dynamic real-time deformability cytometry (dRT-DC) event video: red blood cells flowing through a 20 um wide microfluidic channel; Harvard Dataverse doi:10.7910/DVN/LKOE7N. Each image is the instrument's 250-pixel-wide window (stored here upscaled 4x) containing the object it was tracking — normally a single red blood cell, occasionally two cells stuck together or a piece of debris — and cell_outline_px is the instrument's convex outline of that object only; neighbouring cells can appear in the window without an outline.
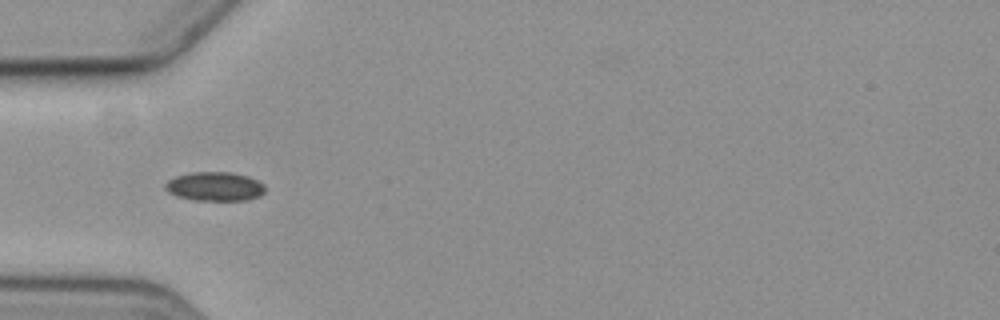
{"species": "common noctule bat (a hibernating species)", "species_latin": "Nyctalus noctula", "temperature_condition": "cold", "stored_images_in_passage": 14, "camera_frame_rate_fps": 3000, "um_per_image_px": 0.085, "animal": {"sex": "female", "body_mass_g": 19.3, "forearm_length_mm": 54.1}, "frame": {"image": 1, "passage_image": 5, "time_ms": 5.667, "image_size_px": [1000, 320], "cell_outline_px": [[264, 192], [260, 196], [248, 200], [192, 200], [176, 196], [168, 192], [164, 188], [164, 184], [168, 180], [176, 176], [192, 172], [228, 172], [248, 176], [264, 184]], "centroid_in_image_um": [18.23, 15.85], "position_along_channel_um": 66.8, "area_um2": 16.94}}
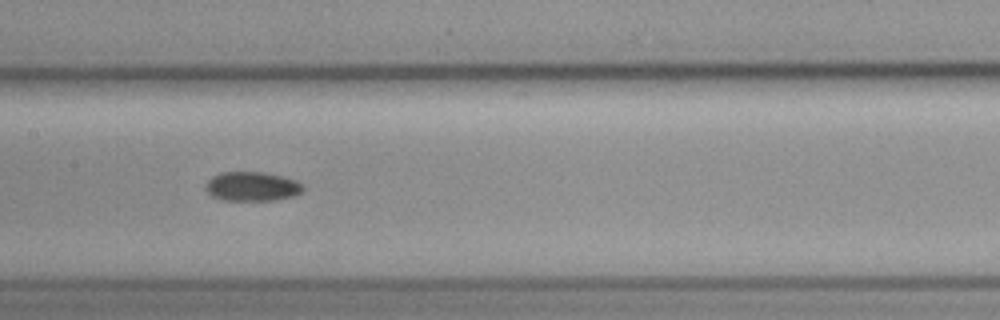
{"frame": {"image": 2, "passage_image": 8, "time_ms": 9.0, "image_size_px": [1000, 320], "cell_outline_px": [[304, 188], [300, 192], [292, 196], [276, 200], [220, 200], [212, 196], [204, 188], [204, 184], [212, 176], [220, 172], [264, 172], [296, 180]], "centroid_in_image_um": [21.36, 15.84], "position_along_channel_um": 186.0, "area_um2": 16.59}}
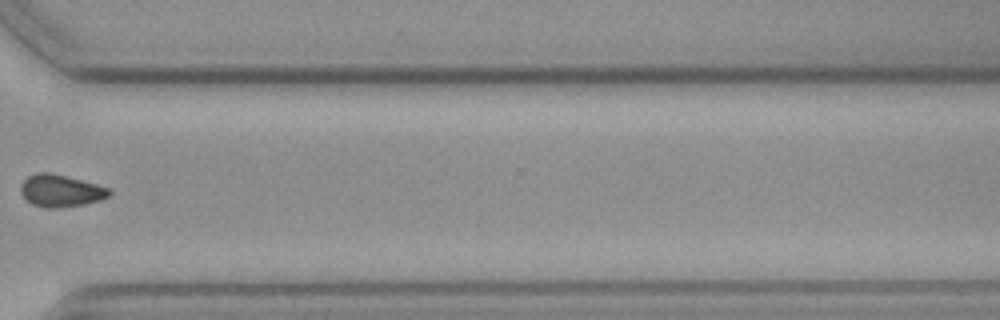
{"frame": {"image": 3, "passage_image": 12, "time_ms": 14.0, "image_size_px": [1000, 320], "cell_outline_px": [[112, 192], [108, 196], [100, 200], [84, 204], [56, 208], [44, 208], [32, 204], [20, 192], [20, 184], [28, 176], [36, 172], [48, 172], [96, 184], [108, 188]], "centroid_in_image_um": [5.13, 16.22], "position_along_channel_um": 365.5, "area_um2": 16.42}, "authors_computed_cell_mechanics": {"area_um2": 16.6175, "velocity_mm_per_s": 3.5869, "shape_relaxation_time_tau1_ms": 3.0003, "shape_relaxation_time_tau2_ms": null, "deformation_change_tau1": 0.0486, "deformation_change_tau2": null}}